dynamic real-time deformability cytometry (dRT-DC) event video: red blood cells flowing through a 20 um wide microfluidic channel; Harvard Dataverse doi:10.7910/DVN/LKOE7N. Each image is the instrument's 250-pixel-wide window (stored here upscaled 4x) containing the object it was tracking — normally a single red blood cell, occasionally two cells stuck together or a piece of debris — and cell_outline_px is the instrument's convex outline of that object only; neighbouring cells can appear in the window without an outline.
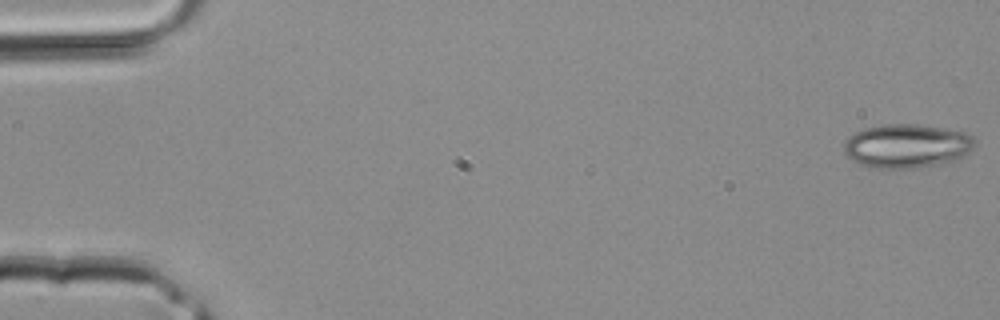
{"species": "common noctule bat (a hibernating species)", "species_latin": "Nyctalus noctula", "temperature_condition": "room temperature", "stored_images_in_passage": 42, "camera_frame_rate_fps": 3000, "um_per_image_px": 0.085, "animal": {"sex": "male", "body_mass_g": 20.4}, "frame": {"image": 1, "passage_image": 1, "time_ms": 0.0, "image_size_px": [1000, 320], "cell_outline_px": [[976, 140], [972, 148], [968, 152], [952, 160], [936, 164], [916, 168], [876, 168], [860, 164], [852, 160], [844, 152], [844, 140], [848, 136], [864, 128], [880, 124], [920, 124], [944, 128], [964, 132], [972, 136]], "centroid_in_image_um": [77.03, 12.38], "position_along_channel_um": 8.0, "area_um2": 33.35}}
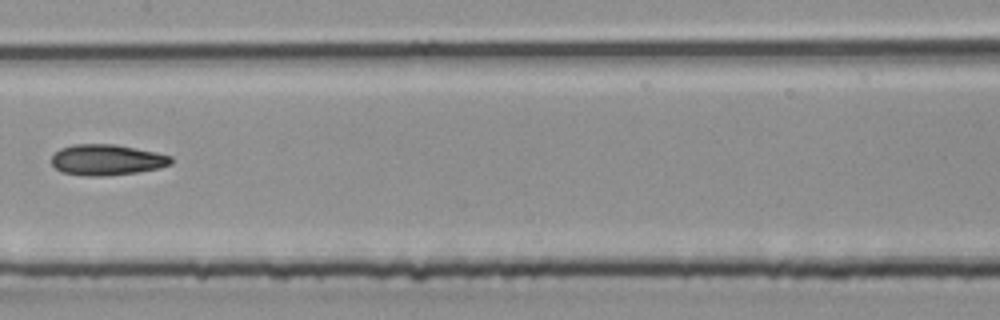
{"frame": {"image": 2, "passage_image": 22, "time_ms": 7.0, "image_size_px": [1000, 320], "cell_outline_px": [[172, 164], [160, 168], [136, 172], [104, 176], [88, 176], [64, 172], [56, 168], [52, 164], [52, 156], [60, 148], [72, 144], [116, 144], [156, 152], [172, 156]], "centroid_in_image_um": [9.1, 13.57], "position_along_channel_um": 198.3, "area_um2": 21.44}}
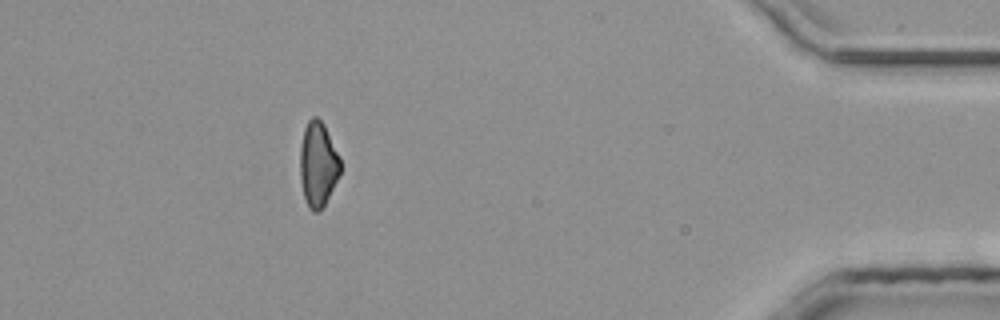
{"frame": {"image": 3, "passage_image": 38, "time_ms": 12.333, "image_size_px": [1000, 320], "cell_outline_px": [[340, 172], [324, 204], [316, 212], [312, 212], [308, 208], [304, 196], [300, 180], [300, 148], [304, 128], [308, 120], [312, 116], [316, 116], [324, 124], [340, 156]], "centroid_in_image_um": [27.01, 13.92], "position_along_channel_um": 408.2, "area_um2": 19.77}}